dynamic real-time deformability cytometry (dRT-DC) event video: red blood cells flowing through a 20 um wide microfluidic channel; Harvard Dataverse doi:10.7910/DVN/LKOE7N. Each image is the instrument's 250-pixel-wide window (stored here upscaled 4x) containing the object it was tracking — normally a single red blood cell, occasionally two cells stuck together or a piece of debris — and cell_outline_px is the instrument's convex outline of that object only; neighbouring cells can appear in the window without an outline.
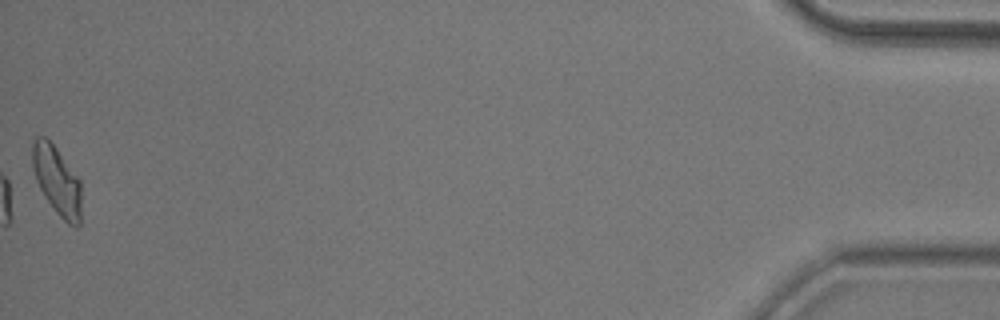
{"species": "common noctule bat (a hibernating species)", "species_latin": "Nyctalus noctula", "temperature_condition": "room temperature", "stored_images_in_passage": 50, "camera_frame_rate_fps": 3000, "um_per_image_px": 0.085, "animal": {"sex": "male", "body_mass_g": 20.5, "forearm_length_mm": 52.5}, "frame": {"image": 1, "passage_image": 50, "time_ms": 16.333, "image_size_px": [1000, 320], "cell_outline_px": [[80, 224], [76, 228], [68, 224], [56, 212], [44, 196], [36, 180], [32, 168], [32, 140], [36, 136], [44, 136], [56, 148], [80, 180]], "centroid_in_image_um": [4.82, 15.34], "position_along_channel_um": 430.4, "area_um2": 19.48}, "authors_computed_cell_mechanics": {"area_um2": 19.4208, "velocity_mm_per_s": 3.8554, "shape_relaxation_time_tau1_ms": 3.5613, "shape_relaxation_time_tau2_ms": 2.7853, "deformation_change_tau1": 0.1395, "deformation_change_tau2": 0.0871}}